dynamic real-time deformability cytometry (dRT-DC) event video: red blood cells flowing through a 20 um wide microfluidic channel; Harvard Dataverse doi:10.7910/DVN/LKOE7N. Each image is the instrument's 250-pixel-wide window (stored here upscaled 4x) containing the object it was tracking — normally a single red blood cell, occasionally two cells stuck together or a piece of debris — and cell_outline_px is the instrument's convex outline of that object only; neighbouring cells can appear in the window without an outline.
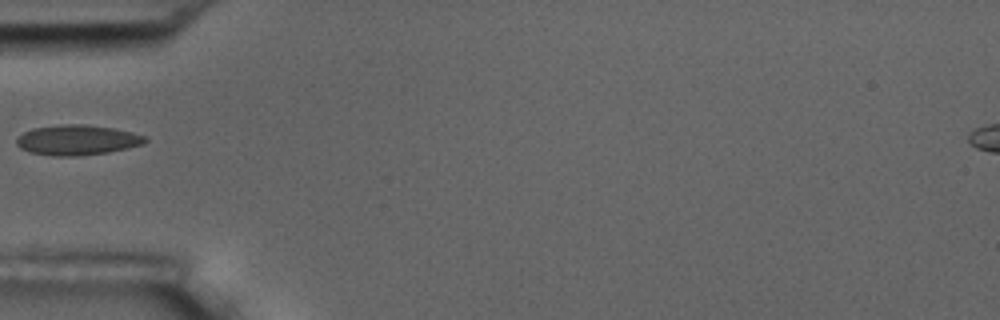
{"species": "common noctule bat (a hibernating species)", "species_latin": "Nyctalus noctula", "temperature_condition": "room temperature", "stored_images_in_passage": 1, "camera_frame_rate_fps": 3000, "um_per_image_px": 0.085, "animal": {"sex": "male", "body_mass_g": 17.5, "forearm_length_mm": 52.3}, "frame": {"image": 1, "passage_image": 1, "time_ms": 0.0, "image_size_px": [1000, 320], "cell_outline_px": [[148, 140], [144, 144], [108, 152], [76, 156], [52, 156], [28, 152], [20, 148], [16, 144], [16, 140], [24, 132], [32, 128], [64, 124], [84, 124], [112, 128], [132, 132], [144, 136]], "centroid_in_image_um": [6.54, 11.9], "position_along_channel_um": 78.5, "area_um2": 22.54}}